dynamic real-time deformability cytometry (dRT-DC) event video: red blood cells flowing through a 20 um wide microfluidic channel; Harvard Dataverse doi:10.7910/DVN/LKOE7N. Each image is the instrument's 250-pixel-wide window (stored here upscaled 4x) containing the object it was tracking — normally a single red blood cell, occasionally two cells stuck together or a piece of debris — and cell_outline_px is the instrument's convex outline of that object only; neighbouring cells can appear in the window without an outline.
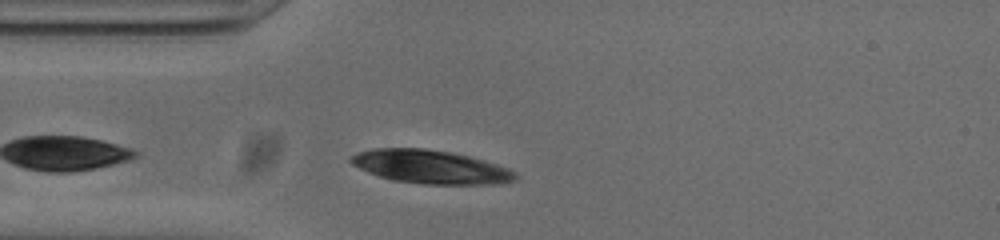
{"species": "common noctule bat (a hibernating species)", "species_latin": "Nyctalus noctula", "temperature_condition": "cold", "stored_images_in_passage": 37, "camera_frame_rate_fps": 3000, "um_per_image_px": 0.085, "animal": {"sex": "male", "body_mass_g": 20.0, "forearm_length_mm": 53.3}, "frame": {"image": 1, "passage_image": 3, "time_ms": 0.667, "image_size_px": [1000, 240], "cell_outline_px": [[516, 180], [496, 184], [424, 184], [392, 180], [368, 172], [352, 164], [348, 160], [356, 152], [376, 148], [424, 148], [448, 152], [468, 156], [508, 168], [516, 176]], "centroid_in_image_um": [36.54, 14.18], "position_along_channel_um": 48.5, "area_um2": 31.67}}